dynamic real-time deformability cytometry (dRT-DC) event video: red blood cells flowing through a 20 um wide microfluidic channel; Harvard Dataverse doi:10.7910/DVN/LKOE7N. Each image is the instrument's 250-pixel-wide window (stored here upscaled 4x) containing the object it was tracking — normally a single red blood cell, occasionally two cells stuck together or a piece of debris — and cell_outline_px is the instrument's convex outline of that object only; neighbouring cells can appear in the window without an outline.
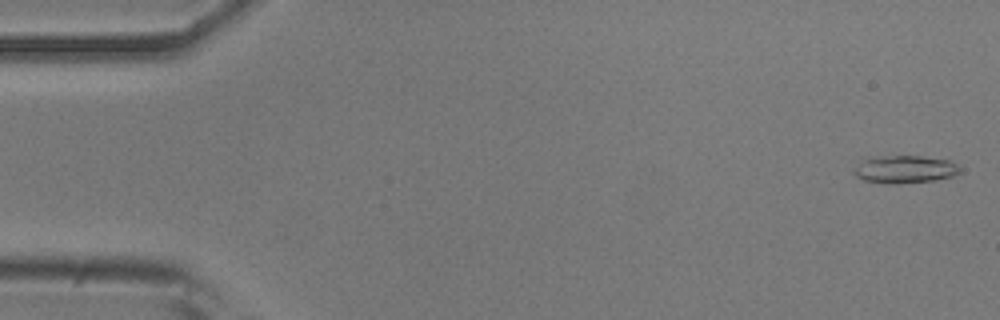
{"species": "common noctule bat (a hibernating species)", "species_latin": "Nyctalus noctula", "temperature_condition": "room temperature", "stored_images_in_passage": 54, "camera_frame_rate_fps": 3000, "um_per_image_px": 0.085, "animal": {"sex": "male", "body_mass_g": 20.5, "forearm_length_mm": 52.5}, "frame": {"image": 1, "passage_image": 2, "time_ms": 0.333, "image_size_px": [1000, 320], "cell_outline_px": [[960, 172], [952, 176], [936, 180], [896, 184], [864, 180], [856, 176], [852, 172], [864, 160], [872, 156], [920, 156], [952, 160], [960, 168]], "centroid_in_image_um": [76.95, 14.38], "position_along_channel_um": 8.1, "area_um2": 16.99}}
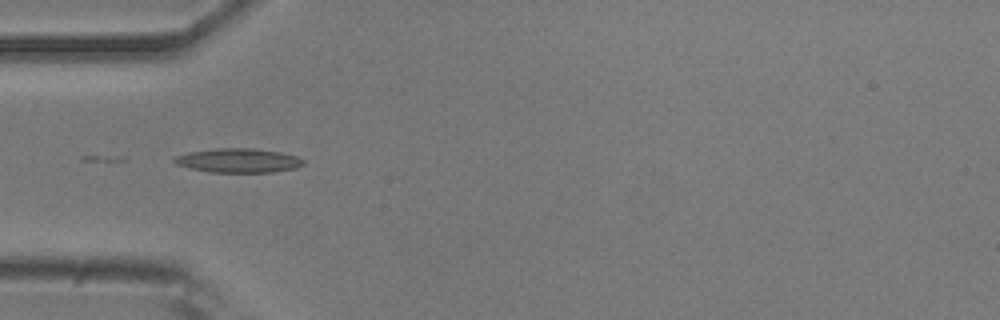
{"frame": {"image": 2, "passage_image": 17, "time_ms": 5.333, "image_size_px": [1000, 320], "cell_outline_px": [[304, 164], [296, 168], [272, 172], [208, 172], [176, 164], [172, 160], [176, 156], [188, 152], [216, 148], [252, 148], [280, 152], [296, 156], [304, 160]], "centroid_in_image_um": [20.26, 13.64], "position_along_channel_um": 64.7, "area_um2": 18.09}}